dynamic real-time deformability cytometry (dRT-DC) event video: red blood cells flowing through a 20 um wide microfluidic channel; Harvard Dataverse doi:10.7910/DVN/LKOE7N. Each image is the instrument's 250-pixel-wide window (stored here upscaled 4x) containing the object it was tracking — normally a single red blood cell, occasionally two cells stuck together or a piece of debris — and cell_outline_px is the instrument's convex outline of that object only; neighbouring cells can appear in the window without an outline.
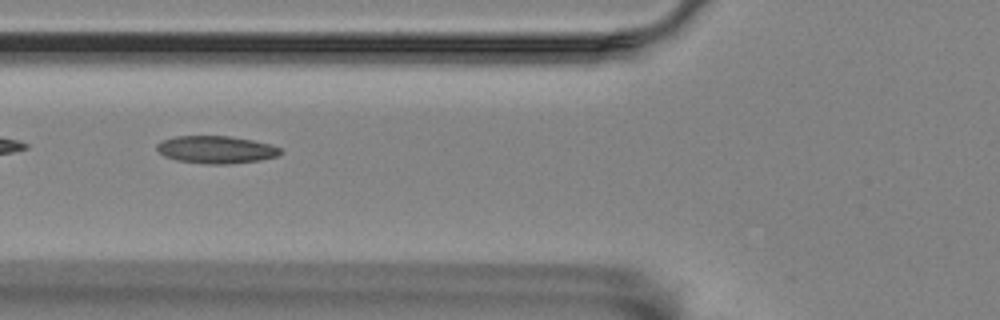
{"species": "Egyptian fruit bat (a non-hibernating species)", "species_latin": "Rousettus aegyptiacus", "temperature_condition": "room temperature", "stored_images_in_passage": 40, "camera_frame_rate_fps": 3000, "um_per_image_px": 0.085, "animal": {"sex": "female"}, "frame": {"image": 1, "passage_image": 5, "time_ms": 1.333, "image_size_px": [1000, 320], "cell_outline_px": [[284, 152], [276, 156], [260, 160], [228, 164], [208, 164], [176, 160], [164, 156], [156, 148], [156, 144], [160, 140], [176, 136], [232, 136], [272, 144], [280, 148]], "centroid_in_image_um": [18.37, 12.71], "position_along_channel_um": 107.4, "area_um2": 19.94}}
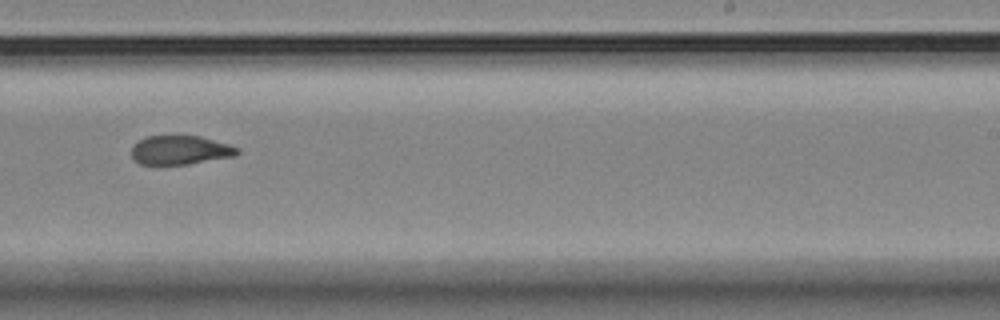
{"frame": {"image": 2, "passage_image": 19, "time_ms": 6.0, "image_size_px": [1000, 320], "cell_outline_px": [[240, 152], [236, 156], [188, 164], [140, 164], [132, 156], [132, 148], [140, 140], [148, 136], [200, 136], [228, 144], [240, 148]], "centroid_in_image_um": [15.38, 12.76], "position_along_channel_um": 273.6, "area_um2": 17.69}}
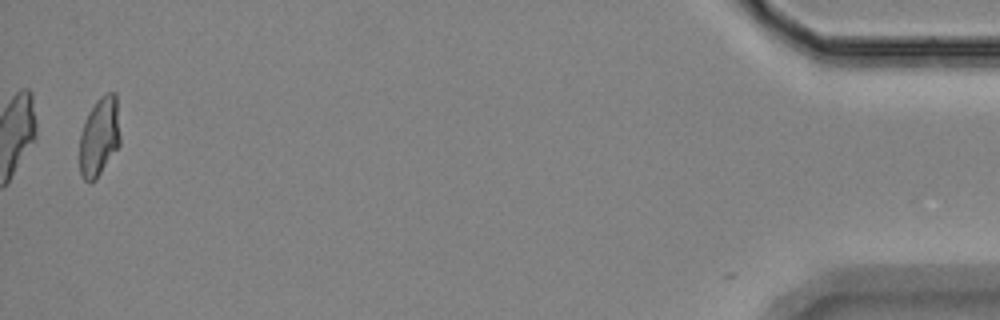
{"frame": {"image": 3, "passage_image": 39, "time_ms": 12.667, "image_size_px": [1000, 320], "cell_outline_px": [[120, 144], [96, 180], [92, 184], [88, 184], [84, 180], [80, 172], [80, 132], [84, 120], [88, 112], [96, 100], [100, 96], [108, 92], [116, 92], [120, 136]], "centroid_in_image_um": [8.43, 11.63], "position_along_channel_um": 426.8, "area_um2": 19.02}, "authors_computed_cell_mechanics": {"area_um2": 18.9295, "velocity_mm_per_s": 3.5673, "shape_relaxation_time_tau1_ms": 9.2796, "shape_relaxation_time_tau2_ms": 2.0324, "deformation_change_tau1": 0.1895, "deformation_change_tau2": 0.0856}}